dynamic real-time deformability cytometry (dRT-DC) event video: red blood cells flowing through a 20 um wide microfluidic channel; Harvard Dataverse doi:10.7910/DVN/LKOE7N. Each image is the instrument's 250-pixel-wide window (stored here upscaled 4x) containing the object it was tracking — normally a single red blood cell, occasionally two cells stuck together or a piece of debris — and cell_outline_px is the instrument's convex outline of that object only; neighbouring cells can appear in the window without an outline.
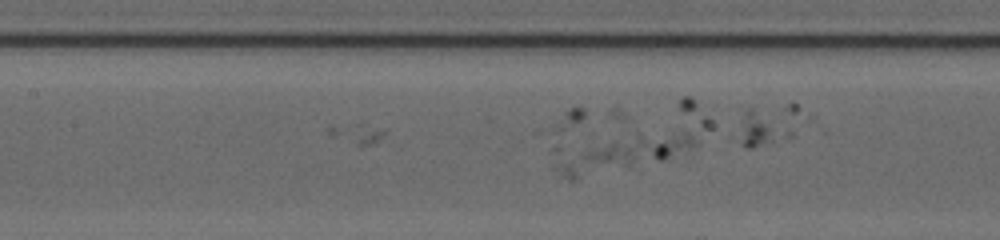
{"species": "human", "species_latin": "Homo sapiens", "temperature_condition": "cold", "stored_images_in_passage": 36, "camera_frame_rate_fps": 3000, "um_per_image_px": 0.085, "donor": {"sex": "female"}, "frame": {"image": 1, "passage_image": 7, "time_ms": 2.0, "image_size_px": [1000, 240], "cell_outline_px": [[668, 152], [660, 160], [628, 168], [576, 180], [568, 180], [552, 168], [552, 164], [636, 132], [664, 144], [668, 148]], "centroid_in_image_um": [52.03, 13.37], "position_along_channel_um": 155.4, "area_um2": 20.87}}
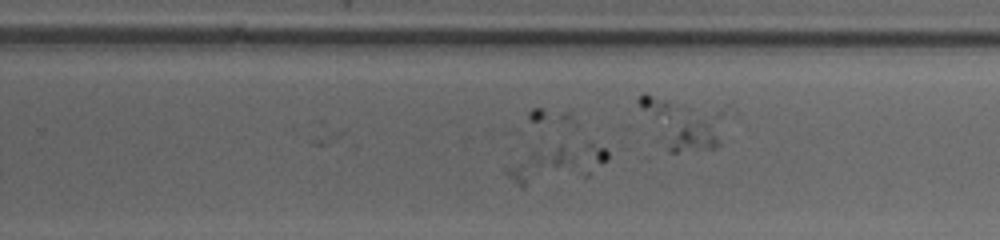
{"frame": {"image": 2, "passage_image": 17, "time_ms": 5.333, "image_size_px": [1000, 240], "cell_outline_px": [[608, 160], [596, 164], [528, 184], [520, 184], [508, 176], [504, 168], [532, 148], [588, 140], [604, 148], [608, 152]], "centroid_in_image_um": [47.18, 13.69], "position_along_channel_um": 282.6, "area_um2": 19.54}}